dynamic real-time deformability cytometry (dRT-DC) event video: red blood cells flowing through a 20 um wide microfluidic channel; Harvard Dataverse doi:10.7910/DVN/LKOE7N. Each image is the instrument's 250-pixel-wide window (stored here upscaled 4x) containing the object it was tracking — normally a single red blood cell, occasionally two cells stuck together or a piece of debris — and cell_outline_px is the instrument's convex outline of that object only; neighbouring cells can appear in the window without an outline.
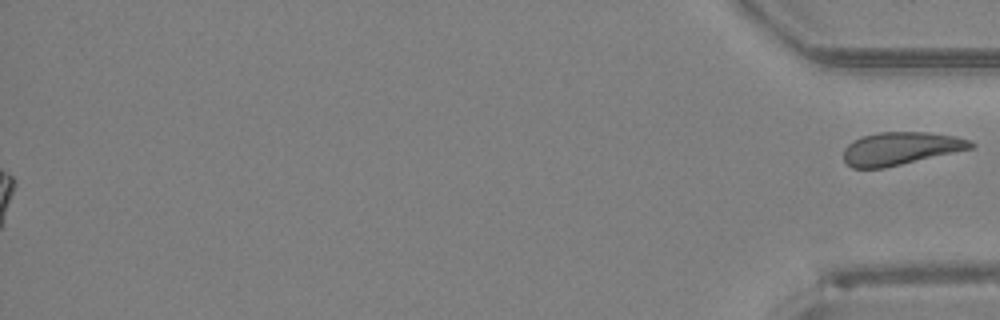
{"species": "Egyptian fruit bat (a non-hibernating species)", "species_latin": "Rousettus aegyptiacus", "temperature_condition": "room temperature", "stored_images_in_passage": 47, "segment_of_instrument_passage": [2, 2], "camera_frame_rate_fps": 3000, "um_per_image_px": 0.085, "animal": {"sex": "female"}, "frame": {"image": 1, "passage_image": 47, "time_ms": 15.333, "image_size_px": [1000, 320], "cell_outline_px": [[976, 144], [972, 148], [884, 168], [852, 168], [844, 160], [844, 148], [852, 140], [864, 136], [880, 132], [928, 132], [956, 136], [972, 140]], "centroid_in_image_um": [76.56, 12.61], "position_along_channel_um": 358.6, "area_um2": 24.28}}